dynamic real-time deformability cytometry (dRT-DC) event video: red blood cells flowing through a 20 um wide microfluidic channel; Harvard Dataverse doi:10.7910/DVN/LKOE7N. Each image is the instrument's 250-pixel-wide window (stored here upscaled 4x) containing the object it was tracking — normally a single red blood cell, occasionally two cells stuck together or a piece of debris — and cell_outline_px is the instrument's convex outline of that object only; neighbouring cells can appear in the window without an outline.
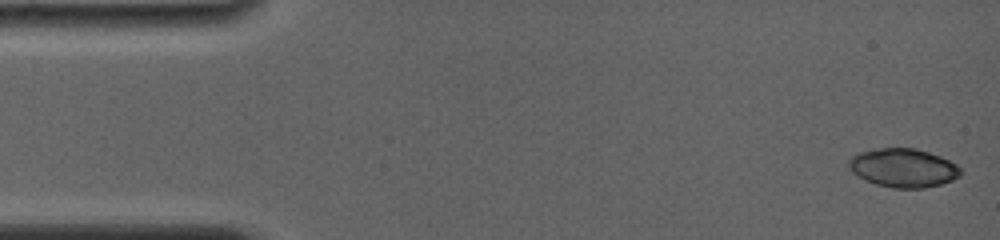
{"species": "common noctule bat (a hibernating species)", "species_latin": "Nyctalus noctula", "temperature_condition": "room temperature", "stored_images_in_passage": 8, "camera_frame_rate_fps": 4000, "um_per_image_px": 0.085, "animal": {"sex": "female", "body_mass_g": 19.0, "forearm_length_mm": 56.7}, "frame": {"image": 1, "passage_image": 1, "time_ms": 0.0, "image_size_px": [1000, 240], "cell_outline_px": [[964, 172], [960, 176], [952, 180], [940, 184], [924, 188], [892, 188], [876, 184], [852, 172], [848, 168], [848, 160], [852, 156], [860, 152], [880, 148], [916, 148], [940, 156], [956, 164]], "centroid_in_image_um": [76.8, 14.27], "position_along_channel_um": 8.2, "area_um2": 25.14}}
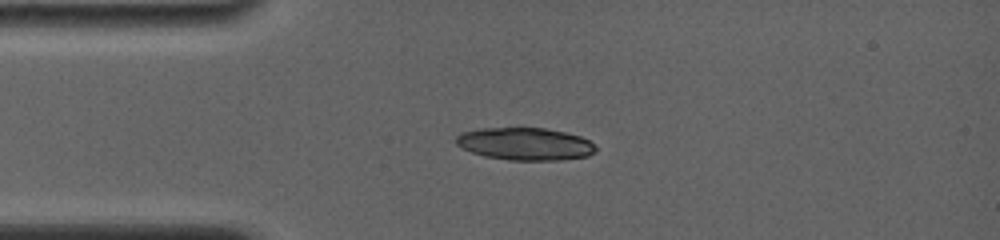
{"frame": {"image": 2, "passage_image": 7, "time_ms": 3.5, "image_size_px": [1000, 240], "cell_outline_px": [[596, 152], [588, 156], [560, 160], [508, 160], [484, 156], [472, 152], [456, 144], [456, 136], [460, 132], [480, 128], [544, 128], [564, 132], [580, 136], [588, 140], [596, 148]], "centroid_in_image_um": [44.62, 12.23], "position_along_channel_um": 40.4, "area_um2": 26.41}}